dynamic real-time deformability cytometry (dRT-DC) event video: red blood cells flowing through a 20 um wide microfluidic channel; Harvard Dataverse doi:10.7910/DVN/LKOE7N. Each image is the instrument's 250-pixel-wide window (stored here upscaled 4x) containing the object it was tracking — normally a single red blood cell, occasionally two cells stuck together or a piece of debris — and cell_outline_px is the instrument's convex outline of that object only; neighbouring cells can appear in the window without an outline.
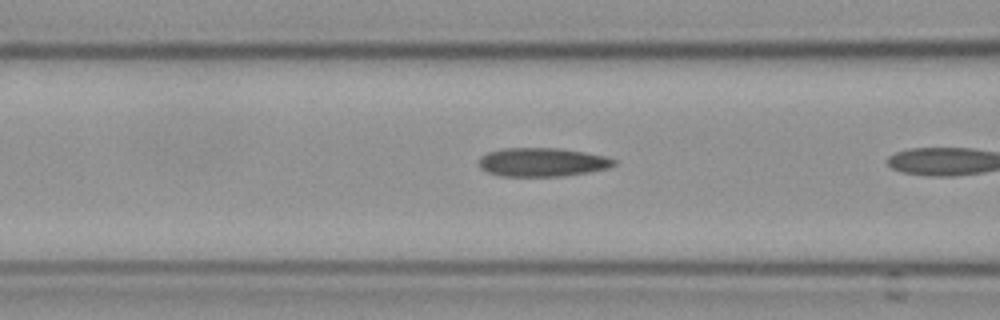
{"species": "Egyptian fruit bat (a non-hibernating species)", "species_latin": "Rousettus aegyptiacus", "temperature_condition": "cold", "stored_images_in_passage": 6, "camera_frame_rate_fps": 3000, "um_per_image_px": 0.085, "frame": {"image": 1, "passage_image": 5, "time_ms": 1.333, "image_size_px": [1000, 320], "cell_outline_px": [[616, 164], [608, 168], [588, 172], [560, 176], [500, 176], [488, 172], [480, 168], [476, 164], [480, 156], [488, 152], [504, 148], [560, 148], [584, 152], [604, 156], [616, 160]], "centroid_in_image_um": [46.04, 13.78], "position_along_channel_um": 120.6, "area_um2": 22.66}}